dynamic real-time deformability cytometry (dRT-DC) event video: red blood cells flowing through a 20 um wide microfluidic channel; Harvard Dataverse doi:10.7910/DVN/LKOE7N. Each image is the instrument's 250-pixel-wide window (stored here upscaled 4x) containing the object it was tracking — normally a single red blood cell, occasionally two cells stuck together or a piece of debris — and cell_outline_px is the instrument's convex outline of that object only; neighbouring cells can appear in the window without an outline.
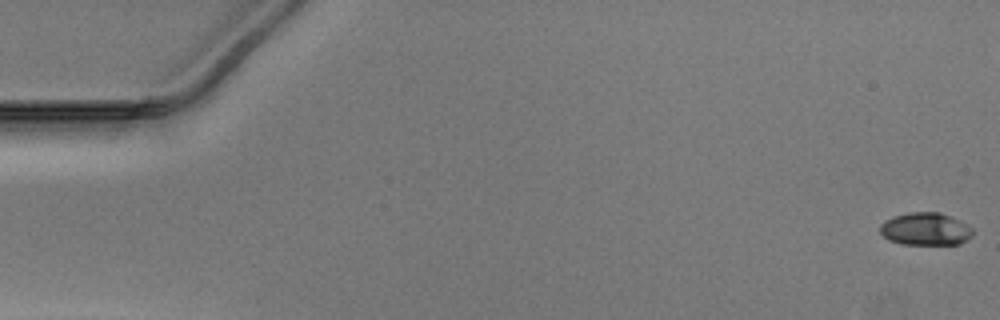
{"species": "Egyptian fruit bat (a non-hibernating species)", "species_latin": "Rousettus aegyptiacus", "temperature_condition": "warm", "stored_images_in_passage": 13, "camera_frame_rate_fps": 3000, "um_per_image_px": 0.085, "animal": {"sex": "male"}, "frame": {"image": 1, "passage_image": 1, "time_ms": 0.0, "image_size_px": [1000, 320], "cell_outline_px": [[972, 236], [968, 240], [960, 244], [900, 244], [888, 240], [880, 232], [880, 224], [884, 220], [892, 216], [912, 212], [940, 212], [960, 220], [968, 224], [972, 228]], "centroid_in_image_um": [78.67, 19.46], "position_along_channel_um": 6.3, "area_um2": 17.86}}